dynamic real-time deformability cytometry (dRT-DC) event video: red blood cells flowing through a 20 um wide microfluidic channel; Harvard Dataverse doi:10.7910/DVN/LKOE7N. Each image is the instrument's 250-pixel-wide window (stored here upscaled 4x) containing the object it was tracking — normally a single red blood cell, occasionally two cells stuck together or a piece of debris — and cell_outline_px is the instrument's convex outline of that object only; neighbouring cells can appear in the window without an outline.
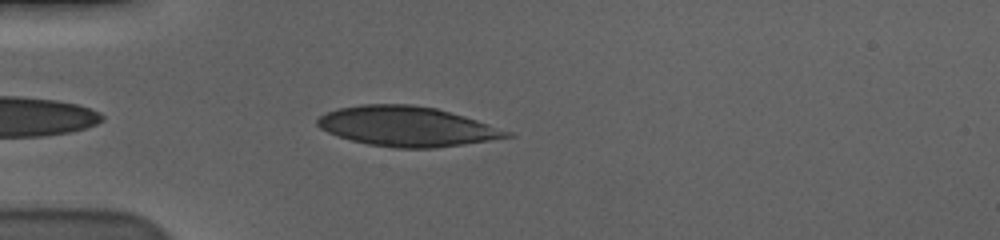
{"species": "human", "species_latin": "Homo sapiens", "temperature_condition": "cold", "stored_images_in_passage": 42, "camera_frame_rate_fps": 3000, "um_per_image_px": 0.085, "donor": {"sex": "male"}, "frame": {"image": 1, "passage_image": 4, "time_ms": 1.0, "image_size_px": [1000, 240], "cell_outline_px": [[516, 136], [464, 144], [436, 148], [396, 148], [368, 144], [352, 140], [328, 132], [320, 128], [316, 124], [316, 120], [320, 116], [336, 108], [360, 104], [412, 104], [436, 108], [464, 116], [512, 132]], "centroid_in_image_um": [34.59, 10.74], "position_along_channel_um": 50.4, "area_um2": 43.87}}
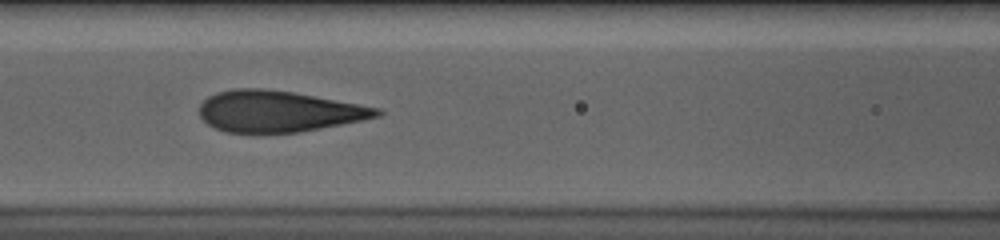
{"frame": {"image": 2, "passage_image": 13, "time_ms": 4.0, "image_size_px": [1000, 240], "cell_outline_px": [[384, 112], [380, 116], [300, 132], [224, 132], [208, 124], [200, 116], [200, 104], [208, 96], [216, 92], [236, 88], [264, 88], [292, 92], [380, 108]], "centroid_in_image_um": [23.64, 9.45], "position_along_channel_um": 143.0, "area_um2": 42.19}}
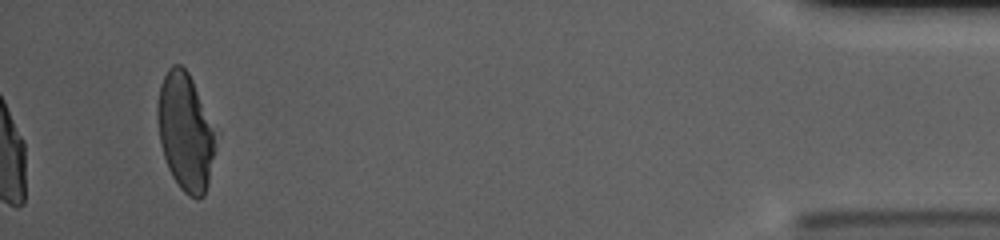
{"frame": {"image": 3, "passage_image": 42, "time_ms": 13.667, "image_size_px": [1000, 240], "cell_outline_px": [[212, 156], [208, 184], [204, 196], [200, 200], [196, 200], [188, 196], [180, 188], [172, 176], [168, 168], [160, 144], [156, 116], [156, 108], [160, 84], [168, 68], [172, 64], [180, 64], [188, 72], [192, 80], [212, 132]], "centroid_in_image_um": [15.66, 11.24], "position_along_channel_um": 419.5, "area_um2": 38.49}, "authors_computed_cell_mechanics": {"area_um2": 42.8298, "velocity_mm_per_s": 3.5886, "shape_relaxation_time_tau1_ms": 4.6706, "shape_relaxation_time_tau2_ms": null, "deformation_change_tau1": 0.1679, "deformation_change_tau2": null}}